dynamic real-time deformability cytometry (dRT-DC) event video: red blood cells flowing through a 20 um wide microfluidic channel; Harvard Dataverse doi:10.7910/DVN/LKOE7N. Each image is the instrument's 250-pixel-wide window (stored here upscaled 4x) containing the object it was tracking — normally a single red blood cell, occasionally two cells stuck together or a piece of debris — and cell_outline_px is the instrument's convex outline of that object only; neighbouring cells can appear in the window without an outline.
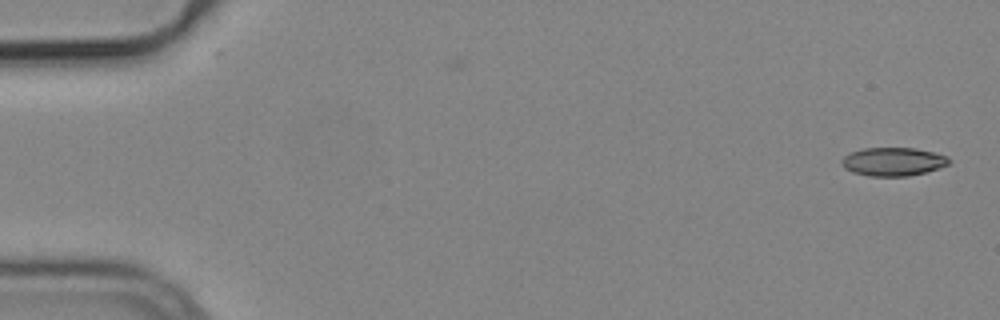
{"species": "common noctule bat (a hibernating species)", "species_latin": "Nyctalus noctula", "temperature_condition": "cold", "stored_images_in_passage": 2, "camera_frame_rate_fps": 3000, "um_per_image_px": 0.085, "animal": {"sex": "male", "body_mass_g": 19.2, "forearm_length_mm": 51.8}, "frame": {"image": 1, "passage_image": 2, "time_ms": 0.333, "image_size_px": [1000, 320], "cell_outline_px": [[952, 160], [948, 164], [940, 168], [908, 176], [868, 176], [852, 172], [844, 168], [840, 164], [840, 160], [848, 152], [864, 148], [916, 148], [948, 156]], "centroid_in_image_um": [75.88, 13.74], "position_along_channel_um": 9.1, "area_um2": 17.98}}